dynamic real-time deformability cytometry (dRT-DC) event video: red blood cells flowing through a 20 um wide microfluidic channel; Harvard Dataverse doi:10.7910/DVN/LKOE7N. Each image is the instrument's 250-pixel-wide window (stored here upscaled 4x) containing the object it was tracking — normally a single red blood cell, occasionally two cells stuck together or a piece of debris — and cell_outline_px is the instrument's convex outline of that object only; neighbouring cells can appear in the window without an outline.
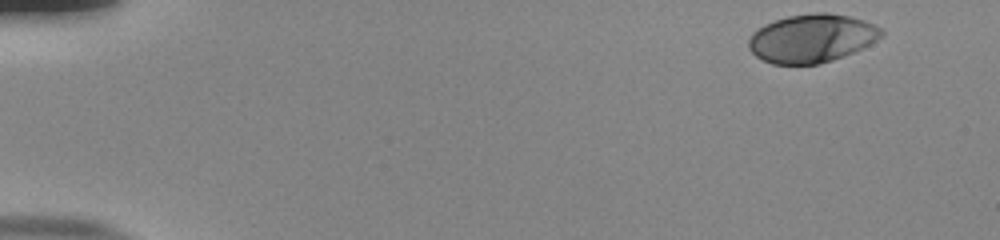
{"species": "human", "species_latin": "Homo sapiens", "temperature_condition": "room temperature", "stored_images_in_passage": 50, "camera_frame_rate_fps": 3000, "um_per_image_px": 0.085, "donor": {"sex": "male"}, "frame": {"image": 1, "passage_image": 1, "time_ms": 0.0, "image_size_px": [1000, 240], "cell_outline_px": [[884, 36], [844, 56], [820, 64], [772, 64], [756, 56], [748, 48], [748, 40], [752, 32], [764, 24], [788, 16], [816, 12], [828, 12], [848, 16], [864, 20], [876, 24], [884, 28]], "centroid_in_image_um": [69.01, 3.24], "position_along_channel_um": 16.0, "area_um2": 37.51}}
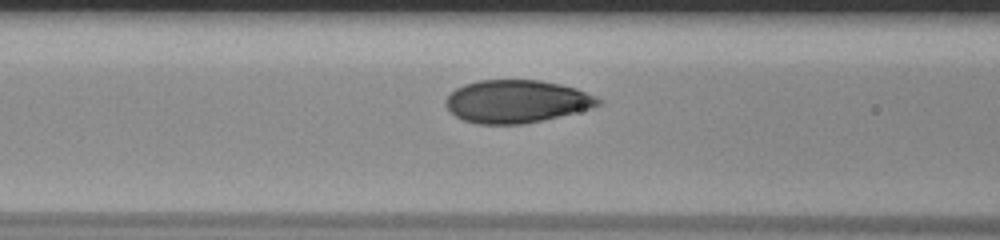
{"frame": {"image": 2, "passage_image": 20, "time_ms": 6.333, "image_size_px": [1000, 240], "cell_outline_px": [[604, 100], [600, 104], [592, 108], [540, 120], [520, 124], [480, 124], [464, 120], [456, 116], [448, 108], [444, 100], [456, 88], [464, 84], [480, 80], [540, 80], [560, 84], [576, 88], [596, 96]], "centroid_in_image_um": [43.92, 8.61], "position_along_channel_um": 122.7, "area_um2": 37.74}}
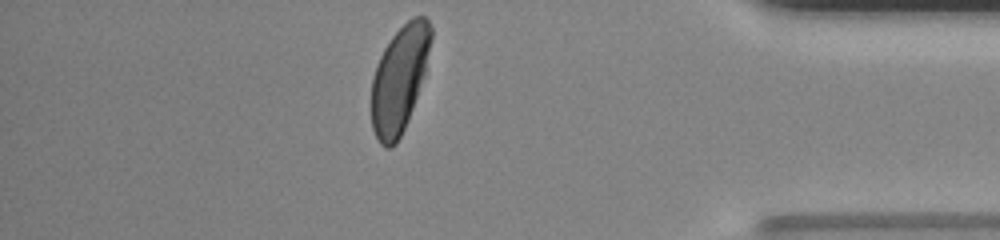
{"frame": {"image": 3, "passage_image": 44, "time_ms": 14.333, "image_size_px": [1000, 240], "cell_outline_px": [[432, 36], [424, 72], [412, 108], [404, 128], [396, 144], [388, 148], [384, 148], [380, 144], [372, 128], [372, 76], [376, 64], [384, 48], [392, 36], [412, 16], [424, 16], [428, 20], [432, 28]], "centroid_in_image_um": [33.93, 6.71], "position_along_channel_um": 401.3, "area_um2": 36.36}, "authors_computed_cell_mechanics": {"area_um2": 37.8879, "velocity_mm_per_s": 3.8475, "shape_relaxation_time_tau1_ms": 2.848, "shape_relaxation_time_tau2_ms": null, "deformation_change_tau1": 0.167, "deformation_change_tau2": null}}